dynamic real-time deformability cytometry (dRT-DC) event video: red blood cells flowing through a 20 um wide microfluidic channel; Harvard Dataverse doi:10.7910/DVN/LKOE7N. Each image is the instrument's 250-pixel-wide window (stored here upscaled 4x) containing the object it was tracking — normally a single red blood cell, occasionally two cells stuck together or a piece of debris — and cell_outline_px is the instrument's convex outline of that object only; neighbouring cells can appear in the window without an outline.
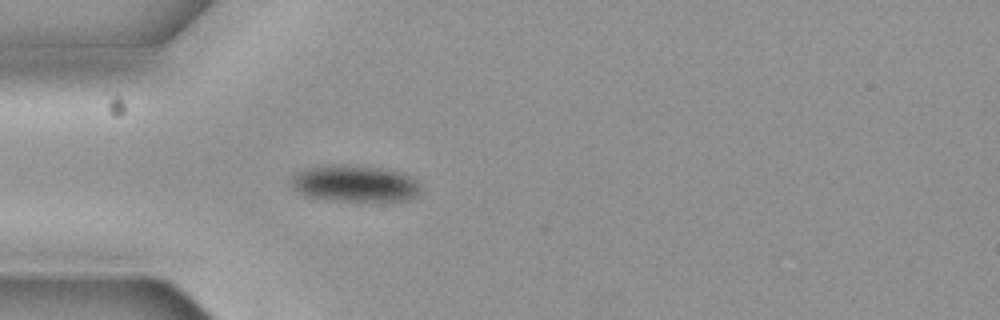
{"species": "common noctule bat (a hibernating species)", "species_latin": "Nyctalus noctula", "temperature_condition": "cold", "stored_images_in_passage": 4, "camera_frame_rate_fps": 3000, "um_per_image_px": 0.085, "animal": {"sex": "female", "body_mass_g": 19.3, "forearm_length_mm": 54.1}, "frame": {"image": 1, "passage_image": 4, "time_ms": 1.0, "image_size_px": [1000, 320], "cell_outline_px": [[420, 192], [416, 196], [408, 200], [336, 200], [304, 196], [296, 192], [292, 188], [288, 180], [292, 172], [300, 168], [332, 164], [344, 164], [380, 168], [396, 172], [408, 176], [416, 180], [420, 184]], "centroid_in_image_um": [30.01, 15.58], "position_along_channel_um": 55.0, "area_um2": 27.92}}